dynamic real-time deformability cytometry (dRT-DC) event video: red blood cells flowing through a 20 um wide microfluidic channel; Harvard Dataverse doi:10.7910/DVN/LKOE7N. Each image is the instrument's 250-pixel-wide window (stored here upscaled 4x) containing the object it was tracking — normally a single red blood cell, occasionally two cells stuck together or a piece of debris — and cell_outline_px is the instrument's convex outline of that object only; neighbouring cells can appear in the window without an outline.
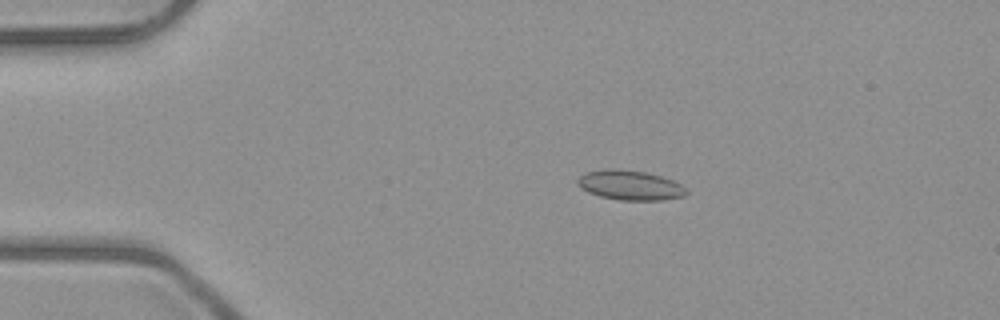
{"species": "common noctule bat (a hibernating species)", "species_latin": "Nyctalus noctula", "temperature_condition": "room temperature", "stored_images_in_passage": 5, "camera_frame_rate_fps": 3000, "um_per_image_px": 0.085, "animal": {"sex": "male", "body_mass_g": 23.1, "forearm_length_mm": 52.7}, "frame": {"image": 1, "passage_image": 3, "time_ms": 2.667, "image_size_px": [1000, 320], "cell_outline_px": [[688, 192], [684, 196], [660, 200], [620, 200], [600, 196], [588, 192], [576, 184], [576, 180], [584, 172], [604, 168], [616, 168], [644, 172], [660, 176], [672, 180], [680, 184]], "centroid_in_image_um": [53.5, 15.73], "position_along_channel_um": 31.5, "area_um2": 18.84}}